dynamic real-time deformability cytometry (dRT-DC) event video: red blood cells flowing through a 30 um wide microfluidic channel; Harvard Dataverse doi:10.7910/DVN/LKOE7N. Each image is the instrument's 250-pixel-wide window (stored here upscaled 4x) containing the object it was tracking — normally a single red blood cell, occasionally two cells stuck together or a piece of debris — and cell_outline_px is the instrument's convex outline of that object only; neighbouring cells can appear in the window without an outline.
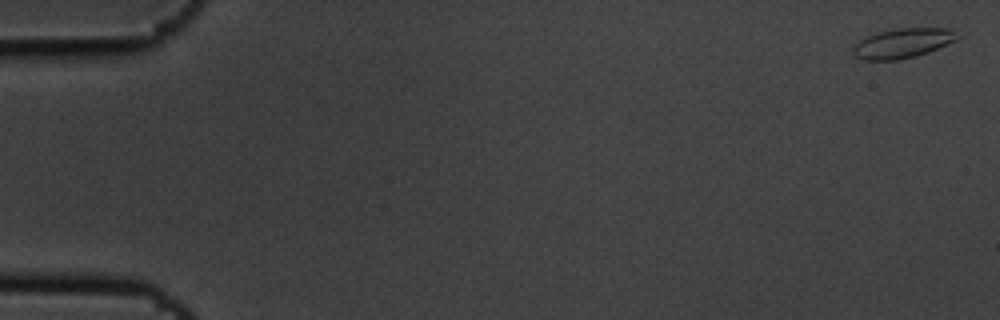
{"species": "common noctule bat (a hibernating species)", "species_latin": "Nyctalus noctula", "temperature_condition": "cold", "stored_images_in_passage": 4, "camera_frame_rate_fps": 3000, "um_per_image_px": 0.085, "animal": {"sex": "male", "body_mass_g": 19.5, "forearm_length_mm": 54.6}, "frame": {"image": 1, "passage_image": 1, "time_ms": 0.0, "image_size_px": [1000, 320], "cell_outline_px": [[964, 36], [956, 40], [928, 52], [916, 56], [896, 60], [864, 60], [856, 56], [852, 52], [852, 48], [860, 40], [868, 36], [880, 32], [896, 28], [952, 28]], "centroid_in_image_um": [76.8, 3.66], "position_along_channel_um": 8.2, "area_um2": 18.09}}